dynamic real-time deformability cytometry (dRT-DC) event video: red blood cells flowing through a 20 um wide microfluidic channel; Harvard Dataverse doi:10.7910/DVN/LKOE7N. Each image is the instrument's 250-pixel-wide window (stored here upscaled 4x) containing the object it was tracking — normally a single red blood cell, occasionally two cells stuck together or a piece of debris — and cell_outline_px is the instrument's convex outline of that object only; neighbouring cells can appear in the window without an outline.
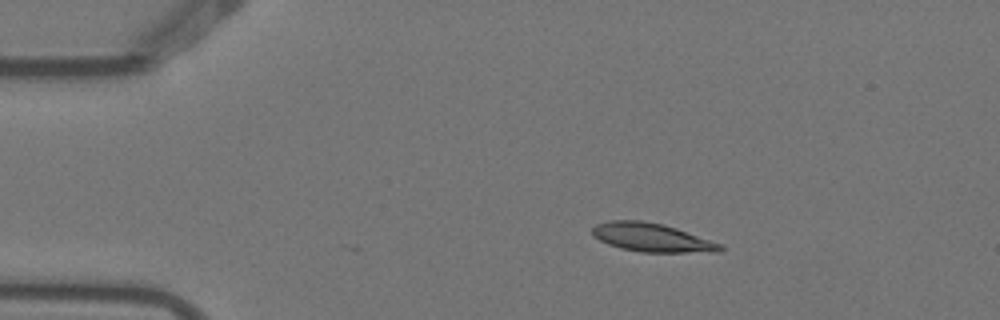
{"species": "Egyptian fruit bat (a non-hibernating species)", "species_latin": "Rousettus aegyptiacus", "temperature_condition": "warm", "stored_images_in_passage": 4, "camera_frame_rate_fps": 3000, "um_per_image_px": 0.085, "animal": {"sex": "female"}, "frame": {"image": 1, "passage_image": 3, "time_ms": 0.667, "image_size_px": [1000, 320], "cell_outline_px": [[724, 248], [720, 252], [640, 252], [620, 248], [608, 244], [592, 236], [592, 228], [596, 224], [608, 220], [640, 220], [664, 224], [724, 244]], "centroid_in_image_um": [55.42, 20.19], "position_along_channel_um": 29.6, "area_um2": 21.5}}